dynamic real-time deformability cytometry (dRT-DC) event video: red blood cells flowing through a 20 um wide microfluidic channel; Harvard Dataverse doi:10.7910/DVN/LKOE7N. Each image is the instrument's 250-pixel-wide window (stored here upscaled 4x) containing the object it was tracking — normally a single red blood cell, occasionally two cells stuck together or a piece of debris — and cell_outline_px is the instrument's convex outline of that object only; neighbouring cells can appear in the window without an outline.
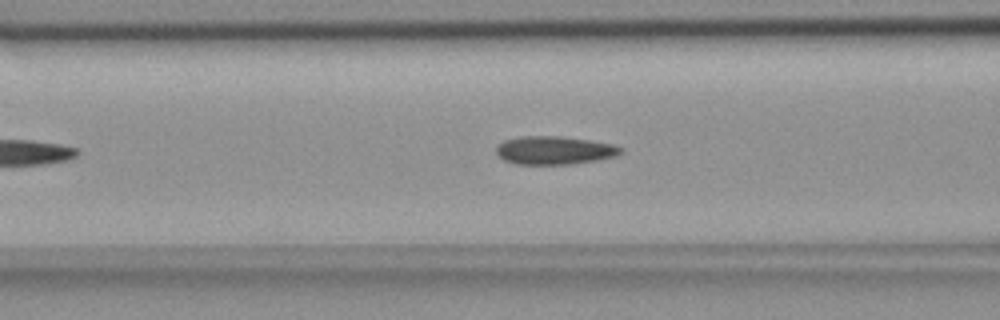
{"species": "common noctule bat (a hibernating species)", "species_latin": "Nyctalus noctula", "temperature_condition": "room temperature", "stored_images_in_passage": 43, "camera_frame_rate_fps": 3000, "um_per_image_px": 0.085, "animal": {"sex": "female", "body_mass_g": 18.4}, "frame": {"image": 1, "passage_image": 13, "time_ms": 4.0, "image_size_px": [1000, 320], "cell_outline_px": [[624, 152], [616, 156], [596, 160], [572, 164], [516, 164], [504, 160], [496, 152], [496, 144], [504, 140], [520, 136], [560, 136], [616, 144], [624, 148]], "centroid_in_image_um": [47.14, 12.77], "position_along_channel_um": 119.5, "area_um2": 20.69}}
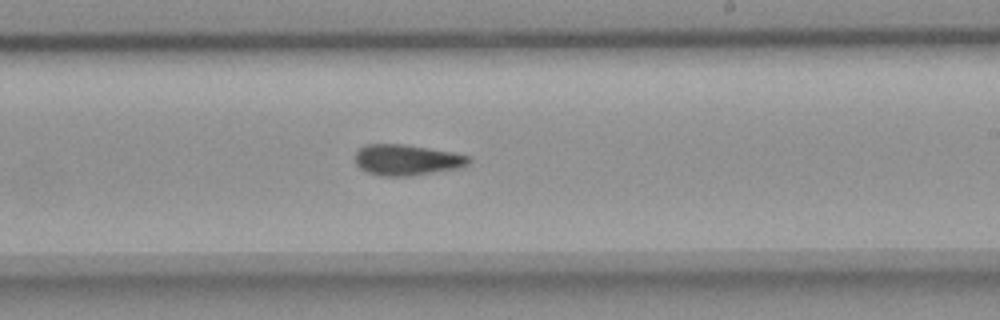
{"frame": {"image": 2, "passage_image": 24, "time_ms": 7.667, "image_size_px": [1000, 320], "cell_outline_px": [[472, 160], [468, 164], [460, 168], [412, 176], [380, 176], [368, 172], [360, 168], [356, 164], [356, 152], [364, 144], [404, 144], [456, 152], [468, 156]], "centroid_in_image_um": [34.61, 13.59], "position_along_channel_um": 254.4, "area_um2": 20.63}}
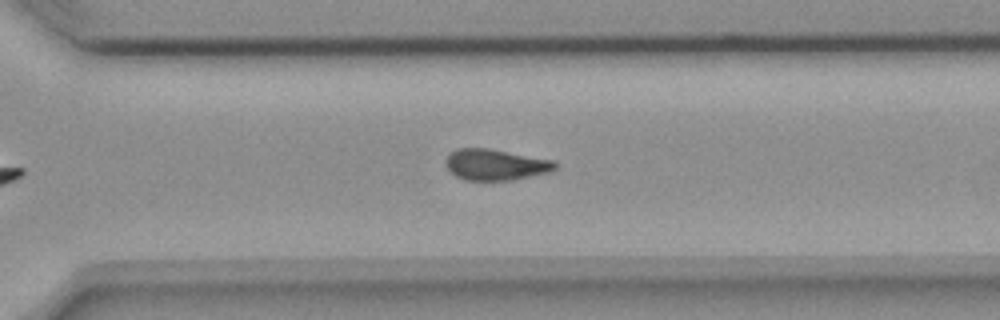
{"frame": {"image": 3, "passage_image": 30, "time_ms": 9.667, "image_size_px": [1000, 320], "cell_outline_px": [[556, 168], [552, 172], [512, 180], [464, 180], [456, 176], [448, 168], [448, 156], [456, 148], [488, 148], [556, 160]], "centroid_in_image_um": [42.2, 14.0], "position_along_channel_um": 328.4, "area_um2": 19.77}, "authors_computed_cell_mechanics": {"area_um2": 20.1722, "velocity_mm_per_s": 3.6925, "shape_relaxation_time_tau1_ms": null, "shape_relaxation_time_tau2_ms": 5.6663, "deformation_change_tau1": null, "deformation_change_tau2": 0.1271}}